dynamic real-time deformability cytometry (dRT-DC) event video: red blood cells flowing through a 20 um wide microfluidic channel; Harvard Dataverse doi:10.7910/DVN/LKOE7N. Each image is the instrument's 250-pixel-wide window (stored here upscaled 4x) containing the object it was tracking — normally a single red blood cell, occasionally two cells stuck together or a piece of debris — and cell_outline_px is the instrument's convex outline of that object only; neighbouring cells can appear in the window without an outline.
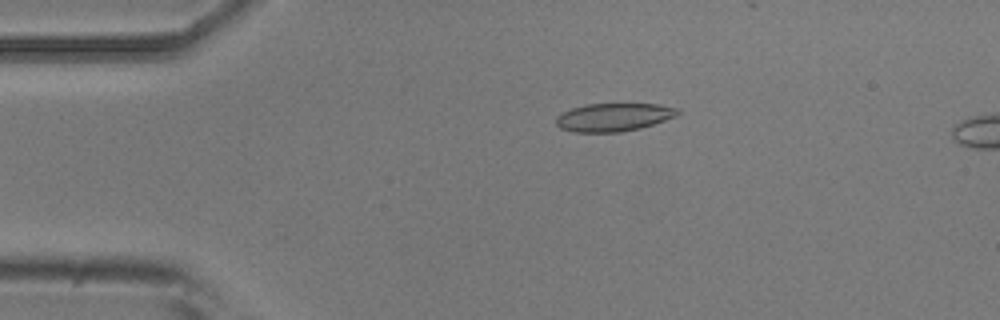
{"species": "common noctule bat (a hibernating species)", "species_latin": "Nyctalus noctula", "temperature_condition": "room temperature", "stored_images_in_passage": 4, "camera_frame_rate_fps": 3000, "um_per_image_px": 0.085, "animal": {"sex": "male", "body_mass_g": 20.5, "forearm_length_mm": 52.5}, "frame": {"image": 1, "passage_image": 2, "time_ms": 1.333, "image_size_px": [1000, 320], "cell_outline_px": [[680, 112], [676, 116], [640, 128], [620, 132], [572, 132], [560, 128], [556, 124], [556, 116], [572, 108], [584, 104], [660, 104], [680, 108]], "centroid_in_image_um": [52.16, 9.96], "position_along_channel_um": 32.8, "area_um2": 19.94}}